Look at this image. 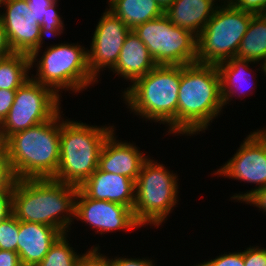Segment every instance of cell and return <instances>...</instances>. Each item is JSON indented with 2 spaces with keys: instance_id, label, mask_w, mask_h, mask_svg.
I'll use <instances>...</instances> for the list:
<instances>
[{
  "instance_id": "cell-1",
  "label": "cell",
  "mask_w": 266,
  "mask_h": 266,
  "mask_svg": "<svg viewBox=\"0 0 266 266\" xmlns=\"http://www.w3.org/2000/svg\"><path fill=\"white\" fill-rule=\"evenodd\" d=\"M78 190L77 186L52 178L17 179L12 214L19 221L49 225L62 234L70 232Z\"/></svg>"
},
{
  "instance_id": "cell-2",
  "label": "cell",
  "mask_w": 266,
  "mask_h": 266,
  "mask_svg": "<svg viewBox=\"0 0 266 266\" xmlns=\"http://www.w3.org/2000/svg\"><path fill=\"white\" fill-rule=\"evenodd\" d=\"M223 108L217 65L195 62L181 66L178 136L205 132L212 121L221 115Z\"/></svg>"
},
{
  "instance_id": "cell-3",
  "label": "cell",
  "mask_w": 266,
  "mask_h": 266,
  "mask_svg": "<svg viewBox=\"0 0 266 266\" xmlns=\"http://www.w3.org/2000/svg\"><path fill=\"white\" fill-rule=\"evenodd\" d=\"M61 109L41 124L9 136L1 145L17 179L56 175L60 162Z\"/></svg>"
},
{
  "instance_id": "cell-4",
  "label": "cell",
  "mask_w": 266,
  "mask_h": 266,
  "mask_svg": "<svg viewBox=\"0 0 266 266\" xmlns=\"http://www.w3.org/2000/svg\"><path fill=\"white\" fill-rule=\"evenodd\" d=\"M181 65H157L124 88L126 108L145 121L166 124L169 134L178 135V97Z\"/></svg>"
},
{
  "instance_id": "cell-5",
  "label": "cell",
  "mask_w": 266,
  "mask_h": 266,
  "mask_svg": "<svg viewBox=\"0 0 266 266\" xmlns=\"http://www.w3.org/2000/svg\"><path fill=\"white\" fill-rule=\"evenodd\" d=\"M62 117L60 162L52 179L80 187L98 168L101 148L115 127H97Z\"/></svg>"
},
{
  "instance_id": "cell-6",
  "label": "cell",
  "mask_w": 266,
  "mask_h": 266,
  "mask_svg": "<svg viewBox=\"0 0 266 266\" xmlns=\"http://www.w3.org/2000/svg\"><path fill=\"white\" fill-rule=\"evenodd\" d=\"M46 49L41 58L30 57L31 68L35 64L37 67L36 75H31L34 81L50 87L60 97L62 90L76 94L98 82L89 70L88 48L78 43H59Z\"/></svg>"
},
{
  "instance_id": "cell-7",
  "label": "cell",
  "mask_w": 266,
  "mask_h": 266,
  "mask_svg": "<svg viewBox=\"0 0 266 266\" xmlns=\"http://www.w3.org/2000/svg\"><path fill=\"white\" fill-rule=\"evenodd\" d=\"M150 158L143 164L135 182L133 214L142 227L147 224L158 228L179 201L178 175Z\"/></svg>"
},
{
  "instance_id": "cell-8",
  "label": "cell",
  "mask_w": 266,
  "mask_h": 266,
  "mask_svg": "<svg viewBox=\"0 0 266 266\" xmlns=\"http://www.w3.org/2000/svg\"><path fill=\"white\" fill-rule=\"evenodd\" d=\"M223 1L197 37L198 63L218 65L235 57L254 15Z\"/></svg>"
},
{
  "instance_id": "cell-9",
  "label": "cell",
  "mask_w": 266,
  "mask_h": 266,
  "mask_svg": "<svg viewBox=\"0 0 266 266\" xmlns=\"http://www.w3.org/2000/svg\"><path fill=\"white\" fill-rule=\"evenodd\" d=\"M133 30L157 65L183 66L197 62V37L173 25L165 14Z\"/></svg>"
},
{
  "instance_id": "cell-10",
  "label": "cell",
  "mask_w": 266,
  "mask_h": 266,
  "mask_svg": "<svg viewBox=\"0 0 266 266\" xmlns=\"http://www.w3.org/2000/svg\"><path fill=\"white\" fill-rule=\"evenodd\" d=\"M50 87L27 80L16 90L14 103L0 125V143L16 132L50 120L60 109L62 100Z\"/></svg>"
},
{
  "instance_id": "cell-11",
  "label": "cell",
  "mask_w": 266,
  "mask_h": 266,
  "mask_svg": "<svg viewBox=\"0 0 266 266\" xmlns=\"http://www.w3.org/2000/svg\"><path fill=\"white\" fill-rule=\"evenodd\" d=\"M214 175L256 184L247 192L234 194L231 200L243 201L254 191L266 186V129L253 131L244 138L236 153L220 166Z\"/></svg>"
},
{
  "instance_id": "cell-12",
  "label": "cell",
  "mask_w": 266,
  "mask_h": 266,
  "mask_svg": "<svg viewBox=\"0 0 266 266\" xmlns=\"http://www.w3.org/2000/svg\"><path fill=\"white\" fill-rule=\"evenodd\" d=\"M4 11H0V21L10 45L15 53L39 57L44 47L41 25L36 21L27 0H5Z\"/></svg>"
},
{
  "instance_id": "cell-13",
  "label": "cell",
  "mask_w": 266,
  "mask_h": 266,
  "mask_svg": "<svg viewBox=\"0 0 266 266\" xmlns=\"http://www.w3.org/2000/svg\"><path fill=\"white\" fill-rule=\"evenodd\" d=\"M96 24L88 53V66L91 75L97 80L100 71L112 70L130 28L107 8Z\"/></svg>"
},
{
  "instance_id": "cell-14",
  "label": "cell",
  "mask_w": 266,
  "mask_h": 266,
  "mask_svg": "<svg viewBox=\"0 0 266 266\" xmlns=\"http://www.w3.org/2000/svg\"><path fill=\"white\" fill-rule=\"evenodd\" d=\"M74 219L88 224L100 235L141 227L134 217L133 209L116 202L89 198L80 188L75 201Z\"/></svg>"
},
{
  "instance_id": "cell-15",
  "label": "cell",
  "mask_w": 266,
  "mask_h": 266,
  "mask_svg": "<svg viewBox=\"0 0 266 266\" xmlns=\"http://www.w3.org/2000/svg\"><path fill=\"white\" fill-rule=\"evenodd\" d=\"M117 137L114 130L105 140L99 154L98 169L127 176L136 182L143 164L149 157L135 144L117 140Z\"/></svg>"
},
{
  "instance_id": "cell-16",
  "label": "cell",
  "mask_w": 266,
  "mask_h": 266,
  "mask_svg": "<svg viewBox=\"0 0 266 266\" xmlns=\"http://www.w3.org/2000/svg\"><path fill=\"white\" fill-rule=\"evenodd\" d=\"M89 198L111 201L133 209L135 201V181L127 176L99 170L79 187Z\"/></svg>"
},
{
  "instance_id": "cell-17",
  "label": "cell",
  "mask_w": 266,
  "mask_h": 266,
  "mask_svg": "<svg viewBox=\"0 0 266 266\" xmlns=\"http://www.w3.org/2000/svg\"><path fill=\"white\" fill-rule=\"evenodd\" d=\"M62 233L49 225L19 221L17 253L23 266H37Z\"/></svg>"
},
{
  "instance_id": "cell-18",
  "label": "cell",
  "mask_w": 266,
  "mask_h": 266,
  "mask_svg": "<svg viewBox=\"0 0 266 266\" xmlns=\"http://www.w3.org/2000/svg\"><path fill=\"white\" fill-rule=\"evenodd\" d=\"M157 64L149 54L146 45L134 30L127 34L119 59L111 70L131 84L153 70Z\"/></svg>"
},
{
  "instance_id": "cell-19",
  "label": "cell",
  "mask_w": 266,
  "mask_h": 266,
  "mask_svg": "<svg viewBox=\"0 0 266 266\" xmlns=\"http://www.w3.org/2000/svg\"><path fill=\"white\" fill-rule=\"evenodd\" d=\"M221 1L223 0H219ZM216 2L218 0H176L164 11V14L173 25L198 37L213 16L219 4Z\"/></svg>"
},
{
  "instance_id": "cell-20",
  "label": "cell",
  "mask_w": 266,
  "mask_h": 266,
  "mask_svg": "<svg viewBox=\"0 0 266 266\" xmlns=\"http://www.w3.org/2000/svg\"><path fill=\"white\" fill-rule=\"evenodd\" d=\"M251 63L255 64V62L250 60L232 57L228 61L222 62L217 65L221 79V95L224 106H226L227 104H229V102H231V100H233L232 96L233 98L234 96L237 97L236 94L239 96V98L241 97L240 93L245 97V87L249 86L247 87V90H250V88L252 90L254 88L251 87L252 82L250 81L252 80L251 72H254L250 67ZM244 85L245 87H243ZM239 90L241 92H239Z\"/></svg>"
},
{
  "instance_id": "cell-21",
  "label": "cell",
  "mask_w": 266,
  "mask_h": 266,
  "mask_svg": "<svg viewBox=\"0 0 266 266\" xmlns=\"http://www.w3.org/2000/svg\"><path fill=\"white\" fill-rule=\"evenodd\" d=\"M108 10L120 18L130 30L164 14L156 0H107Z\"/></svg>"
},
{
  "instance_id": "cell-22",
  "label": "cell",
  "mask_w": 266,
  "mask_h": 266,
  "mask_svg": "<svg viewBox=\"0 0 266 266\" xmlns=\"http://www.w3.org/2000/svg\"><path fill=\"white\" fill-rule=\"evenodd\" d=\"M237 58L253 62H266V14H254L240 42Z\"/></svg>"
},
{
  "instance_id": "cell-23",
  "label": "cell",
  "mask_w": 266,
  "mask_h": 266,
  "mask_svg": "<svg viewBox=\"0 0 266 266\" xmlns=\"http://www.w3.org/2000/svg\"><path fill=\"white\" fill-rule=\"evenodd\" d=\"M30 55L15 53L0 58V89L17 90L31 77Z\"/></svg>"
},
{
  "instance_id": "cell-24",
  "label": "cell",
  "mask_w": 266,
  "mask_h": 266,
  "mask_svg": "<svg viewBox=\"0 0 266 266\" xmlns=\"http://www.w3.org/2000/svg\"><path fill=\"white\" fill-rule=\"evenodd\" d=\"M68 237V233L61 234L37 266H76L85 253L75 252L68 243Z\"/></svg>"
},
{
  "instance_id": "cell-25",
  "label": "cell",
  "mask_w": 266,
  "mask_h": 266,
  "mask_svg": "<svg viewBox=\"0 0 266 266\" xmlns=\"http://www.w3.org/2000/svg\"><path fill=\"white\" fill-rule=\"evenodd\" d=\"M19 220L11 214L0 221V249L6 251L18 250Z\"/></svg>"
},
{
  "instance_id": "cell-26",
  "label": "cell",
  "mask_w": 266,
  "mask_h": 266,
  "mask_svg": "<svg viewBox=\"0 0 266 266\" xmlns=\"http://www.w3.org/2000/svg\"><path fill=\"white\" fill-rule=\"evenodd\" d=\"M59 0H55L50 6L46 9V14L43 17L41 25V33L42 36L46 38V36H61L64 31V22L62 21L63 17H60V13L57 10V3Z\"/></svg>"
},
{
  "instance_id": "cell-27",
  "label": "cell",
  "mask_w": 266,
  "mask_h": 266,
  "mask_svg": "<svg viewBox=\"0 0 266 266\" xmlns=\"http://www.w3.org/2000/svg\"><path fill=\"white\" fill-rule=\"evenodd\" d=\"M17 178L13 172L11 163L6 151L0 148V192L4 190H14Z\"/></svg>"
},
{
  "instance_id": "cell-28",
  "label": "cell",
  "mask_w": 266,
  "mask_h": 266,
  "mask_svg": "<svg viewBox=\"0 0 266 266\" xmlns=\"http://www.w3.org/2000/svg\"><path fill=\"white\" fill-rule=\"evenodd\" d=\"M199 266H245L243 251L230 252L217 256L215 259L198 263Z\"/></svg>"
},
{
  "instance_id": "cell-29",
  "label": "cell",
  "mask_w": 266,
  "mask_h": 266,
  "mask_svg": "<svg viewBox=\"0 0 266 266\" xmlns=\"http://www.w3.org/2000/svg\"><path fill=\"white\" fill-rule=\"evenodd\" d=\"M100 246L94 245L81 257L76 266H109L106 255L100 252Z\"/></svg>"
},
{
  "instance_id": "cell-30",
  "label": "cell",
  "mask_w": 266,
  "mask_h": 266,
  "mask_svg": "<svg viewBox=\"0 0 266 266\" xmlns=\"http://www.w3.org/2000/svg\"><path fill=\"white\" fill-rule=\"evenodd\" d=\"M245 266H266V248L250 246L243 251Z\"/></svg>"
},
{
  "instance_id": "cell-31",
  "label": "cell",
  "mask_w": 266,
  "mask_h": 266,
  "mask_svg": "<svg viewBox=\"0 0 266 266\" xmlns=\"http://www.w3.org/2000/svg\"><path fill=\"white\" fill-rule=\"evenodd\" d=\"M109 266H155L151 259L145 258H125V257H114L109 258L106 256Z\"/></svg>"
},
{
  "instance_id": "cell-32",
  "label": "cell",
  "mask_w": 266,
  "mask_h": 266,
  "mask_svg": "<svg viewBox=\"0 0 266 266\" xmlns=\"http://www.w3.org/2000/svg\"><path fill=\"white\" fill-rule=\"evenodd\" d=\"M239 9L254 14H266V0H231Z\"/></svg>"
},
{
  "instance_id": "cell-33",
  "label": "cell",
  "mask_w": 266,
  "mask_h": 266,
  "mask_svg": "<svg viewBox=\"0 0 266 266\" xmlns=\"http://www.w3.org/2000/svg\"><path fill=\"white\" fill-rule=\"evenodd\" d=\"M16 90L0 89V125L14 103Z\"/></svg>"
},
{
  "instance_id": "cell-34",
  "label": "cell",
  "mask_w": 266,
  "mask_h": 266,
  "mask_svg": "<svg viewBox=\"0 0 266 266\" xmlns=\"http://www.w3.org/2000/svg\"><path fill=\"white\" fill-rule=\"evenodd\" d=\"M14 190L0 192V221L12 214V196Z\"/></svg>"
},
{
  "instance_id": "cell-35",
  "label": "cell",
  "mask_w": 266,
  "mask_h": 266,
  "mask_svg": "<svg viewBox=\"0 0 266 266\" xmlns=\"http://www.w3.org/2000/svg\"><path fill=\"white\" fill-rule=\"evenodd\" d=\"M30 6L31 12L34 13L36 21L41 24L44 15L46 14V9L55 0H27Z\"/></svg>"
},
{
  "instance_id": "cell-36",
  "label": "cell",
  "mask_w": 266,
  "mask_h": 266,
  "mask_svg": "<svg viewBox=\"0 0 266 266\" xmlns=\"http://www.w3.org/2000/svg\"><path fill=\"white\" fill-rule=\"evenodd\" d=\"M243 202L254 205L258 210H263V213L266 212V186L251 193Z\"/></svg>"
},
{
  "instance_id": "cell-37",
  "label": "cell",
  "mask_w": 266,
  "mask_h": 266,
  "mask_svg": "<svg viewBox=\"0 0 266 266\" xmlns=\"http://www.w3.org/2000/svg\"><path fill=\"white\" fill-rule=\"evenodd\" d=\"M0 266H23L17 252L0 249Z\"/></svg>"
},
{
  "instance_id": "cell-38",
  "label": "cell",
  "mask_w": 266,
  "mask_h": 266,
  "mask_svg": "<svg viewBox=\"0 0 266 266\" xmlns=\"http://www.w3.org/2000/svg\"><path fill=\"white\" fill-rule=\"evenodd\" d=\"M13 53L12 49L10 48L6 32L4 30V27L2 26V23L0 21V58H4L6 56H9Z\"/></svg>"
},
{
  "instance_id": "cell-39",
  "label": "cell",
  "mask_w": 266,
  "mask_h": 266,
  "mask_svg": "<svg viewBox=\"0 0 266 266\" xmlns=\"http://www.w3.org/2000/svg\"><path fill=\"white\" fill-rule=\"evenodd\" d=\"M156 1L162 7V9L165 11L176 0H156Z\"/></svg>"
},
{
  "instance_id": "cell-40",
  "label": "cell",
  "mask_w": 266,
  "mask_h": 266,
  "mask_svg": "<svg viewBox=\"0 0 266 266\" xmlns=\"http://www.w3.org/2000/svg\"><path fill=\"white\" fill-rule=\"evenodd\" d=\"M259 67H261V71H262V74L264 73V76L266 75V62L264 63V64H260V66Z\"/></svg>"
},
{
  "instance_id": "cell-41",
  "label": "cell",
  "mask_w": 266,
  "mask_h": 266,
  "mask_svg": "<svg viewBox=\"0 0 266 266\" xmlns=\"http://www.w3.org/2000/svg\"><path fill=\"white\" fill-rule=\"evenodd\" d=\"M5 0H0V8L2 7V4L4 3Z\"/></svg>"
}]
</instances>
